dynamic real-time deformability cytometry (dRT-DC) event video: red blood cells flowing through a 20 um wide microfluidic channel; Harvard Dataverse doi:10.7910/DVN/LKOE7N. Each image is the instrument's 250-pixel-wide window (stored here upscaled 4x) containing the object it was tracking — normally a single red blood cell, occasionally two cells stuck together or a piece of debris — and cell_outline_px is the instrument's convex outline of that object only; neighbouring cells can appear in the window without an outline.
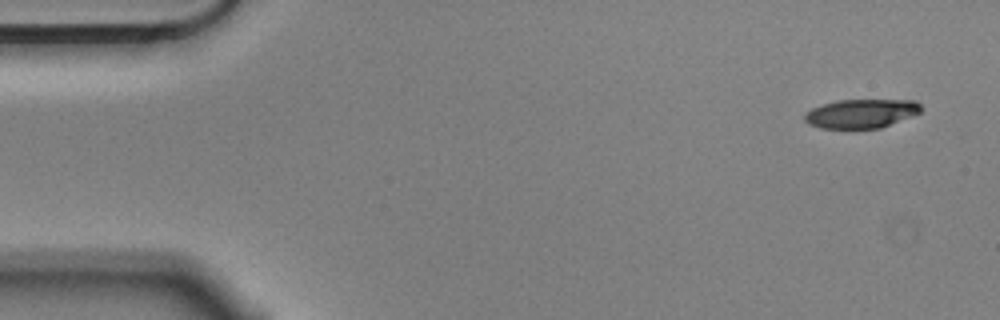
{"species": "Egyptian fruit bat (a non-hibernating species)", "species_latin": "Rousettus aegyptiacus", "temperature_condition": "cold", "stored_images_in_passage": 4, "camera_frame_rate_fps": 3000, "um_per_image_px": 0.085, "animal": {"sex": "male"}, "frame": {"image": 1, "passage_image": 1, "time_ms": 0.0, "image_size_px": [1000, 320], "cell_outline_px": [[924, 108], [920, 112], [880, 128], [820, 128], [808, 124], [804, 120], [804, 112], [812, 108], [836, 100], [916, 100]], "centroid_in_image_um": [73.18, 9.64], "position_along_channel_um": 11.8, "area_um2": 19.59}}
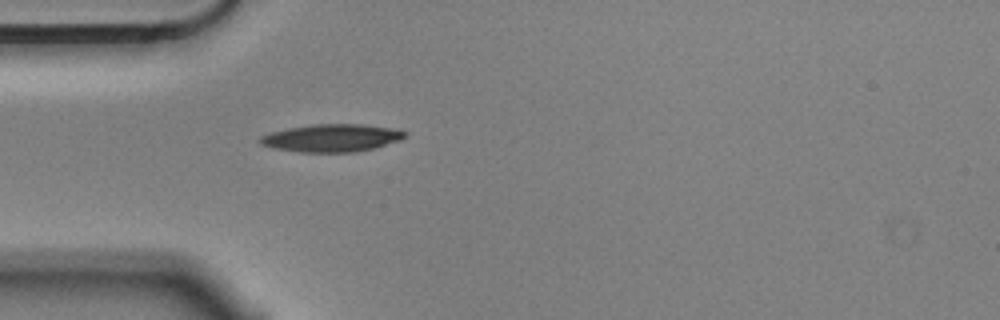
{"frame": {"image": 2, "passage_image": 4, "time_ms": 1.0, "image_size_px": [1000, 320], "cell_outline_px": [[404, 136], [400, 140], [376, 148], [356, 152], [300, 152], [272, 148], [260, 144], [256, 140], [260, 136], [272, 132], [288, 128], [312, 124], [360, 124], [400, 128], [404, 132]], "centroid_in_image_um": [28.18, 11.72], "position_along_channel_um": 56.8, "area_um2": 23.58}}